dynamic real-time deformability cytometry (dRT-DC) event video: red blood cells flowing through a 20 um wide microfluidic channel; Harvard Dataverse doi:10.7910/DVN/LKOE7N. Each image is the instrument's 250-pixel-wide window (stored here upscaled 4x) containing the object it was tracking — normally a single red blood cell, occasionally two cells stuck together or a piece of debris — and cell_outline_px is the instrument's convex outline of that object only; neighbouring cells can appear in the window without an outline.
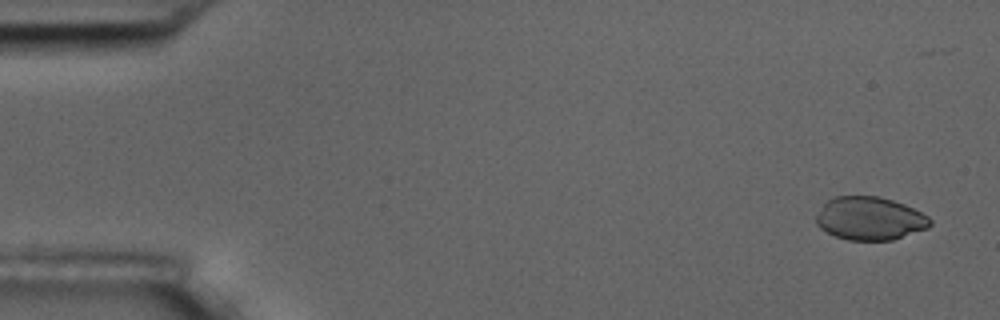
{"species": "common noctule bat (a hibernating species)", "species_latin": "Nyctalus noctula", "temperature_condition": "room temperature", "stored_images_in_passage": 5, "camera_frame_rate_fps": 3000, "um_per_image_px": 0.085, "animal": {"sex": "male", "body_mass_g": 17.5, "forearm_length_mm": 52.3}, "frame": {"image": 1, "passage_image": 1, "time_ms": 0.0, "image_size_px": [1000, 320], "cell_outline_px": [[932, 224], [928, 228], [892, 240], [848, 240], [836, 236], [820, 228], [816, 224], [816, 216], [824, 204], [832, 196], [880, 196], [904, 204], [928, 216], [932, 220]], "centroid_in_image_um": [73.94, 18.57], "position_along_channel_um": 11.1, "area_um2": 28.61}}